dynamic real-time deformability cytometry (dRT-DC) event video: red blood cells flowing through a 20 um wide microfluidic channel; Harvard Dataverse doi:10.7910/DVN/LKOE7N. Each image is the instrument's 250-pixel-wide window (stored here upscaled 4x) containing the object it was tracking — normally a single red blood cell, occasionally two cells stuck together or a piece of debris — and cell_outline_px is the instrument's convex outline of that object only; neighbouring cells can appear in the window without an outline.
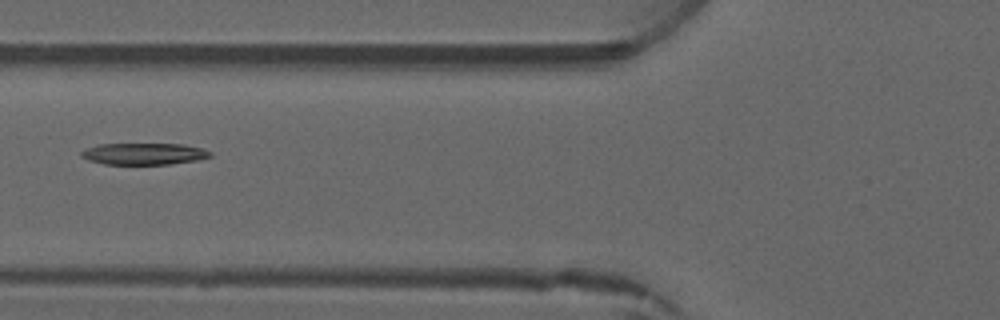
{"species": "common noctule bat (a hibernating species)", "species_latin": "Nyctalus noctula", "temperature_condition": "warm", "stored_images_in_passage": 4, "camera_frame_rate_fps": 3000, "um_per_image_px": 0.085, "animal": {"sex": "male", "forearm_length_mm": 52.5}, "frame": {"image": 1, "passage_image": 4, "time_ms": 3.667, "image_size_px": [1000, 320], "cell_outline_px": [[212, 156], [196, 160], [168, 164], [104, 164], [88, 160], [80, 156], [80, 152], [88, 148], [100, 144], [184, 144], [200, 148], [212, 152]], "centroid_in_image_um": [12.22, 13.07], "position_along_channel_um": 113.6, "area_um2": 16.13}}